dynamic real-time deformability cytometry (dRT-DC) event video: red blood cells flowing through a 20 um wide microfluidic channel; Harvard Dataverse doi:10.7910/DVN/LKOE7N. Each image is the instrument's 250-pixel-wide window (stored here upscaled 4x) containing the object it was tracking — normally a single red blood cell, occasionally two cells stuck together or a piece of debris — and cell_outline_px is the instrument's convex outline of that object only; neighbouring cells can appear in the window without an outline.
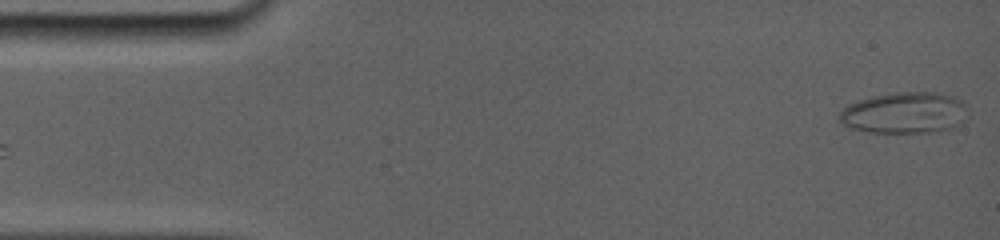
{"species": "common noctule bat (a hibernating species)", "species_latin": "Nyctalus noctula", "temperature_condition": "room temperature", "stored_images_in_passage": 31, "camera_frame_rate_fps": 5000, "um_per_image_px": 0.085, "animal": {"sex": "female", "body_mass_g": 19.0, "forearm_length_mm": 56.7}, "frame": {"image": 1, "passage_image": 1, "time_ms": 0.0, "image_size_px": [1000, 240], "cell_outline_px": [[960, 104], [936, 128], [912, 132], [876, 132], [856, 128], [840, 120], [840, 112], [848, 104], [860, 100], [876, 96], [896, 92], [944, 92], [960, 100]], "centroid_in_image_um": [76.51, 9.5], "position_along_channel_um": 8.5, "area_um2": 27.11}}
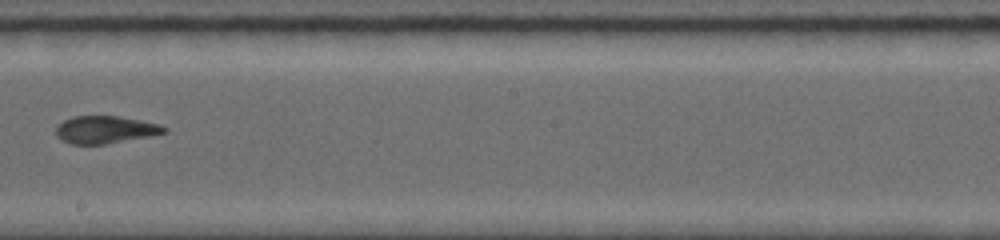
{"frame": {"image": 2, "passage_image": 21, "time_ms": 9.0, "image_size_px": [1000, 240], "cell_outline_px": [[168, 132], [148, 136], [104, 144], [72, 144], [56, 136], [56, 128], [64, 120], [72, 116], [116, 116], [140, 120], [160, 124], [168, 128]], "centroid_in_image_um": [8.96, 11.01], "position_along_channel_um": 239.2, "area_um2": 17.11}}
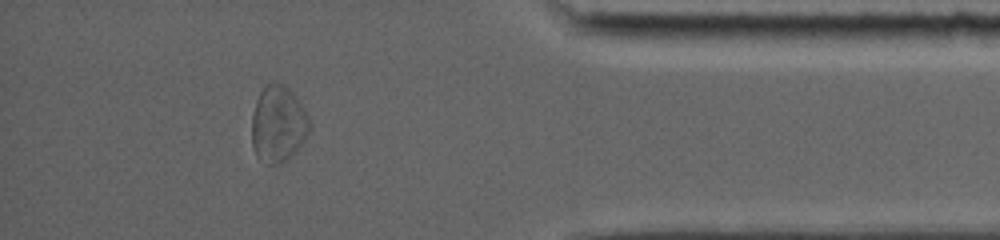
{"frame": {"image": 3, "passage_image": 28, "time_ms": 14.0, "image_size_px": [1000, 240], "cell_outline_px": [[312, 124], [304, 140], [288, 160], [280, 164], [264, 164], [256, 156], [252, 148], [252, 116], [256, 100], [260, 92], [268, 84], [280, 84], [288, 88], [296, 96], [308, 116]], "centroid_in_image_um": [23.63, 10.6], "position_along_channel_um": 411.6, "area_um2": 25.72}, "authors_computed_cell_mechanics": {"area_um2": 20.4612, "velocity_mm_per_s": 3.8515, "shape_relaxation_time_tau1_ms": null, "shape_relaxation_time_tau2_ms": 2.5085, "deformation_change_tau1": null, "deformation_change_tau2": 0.1097}}